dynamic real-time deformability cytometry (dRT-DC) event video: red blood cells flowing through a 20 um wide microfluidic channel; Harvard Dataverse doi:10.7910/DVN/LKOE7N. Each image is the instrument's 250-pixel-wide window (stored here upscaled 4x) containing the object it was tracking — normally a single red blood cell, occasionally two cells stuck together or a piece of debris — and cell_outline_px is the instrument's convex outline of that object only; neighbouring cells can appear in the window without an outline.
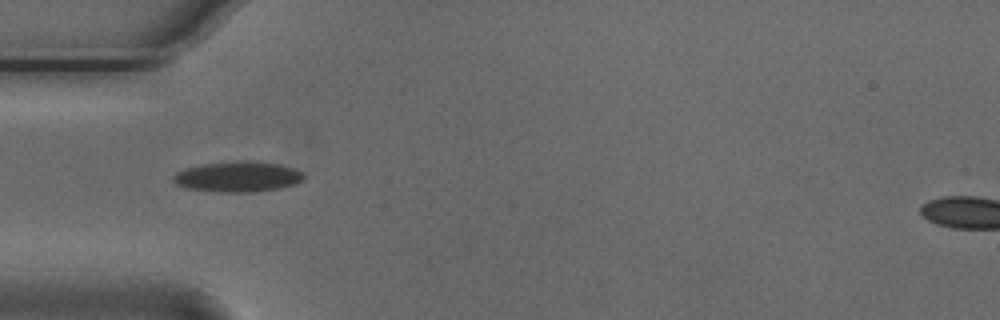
{"species": "Egyptian fruit bat (a non-hibernating species)", "species_latin": "Rousettus aegyptiacus", "temperature_condition": "cold", "stored_images_in_passage": 11, "camera_frame_rate_fps": 3000, "um_per_image_px": 0.085, "animal": {"sex": "male"}, "frame": {"image": 1, "passage_image": 1, "time_ms": 0.0, "image_size_px": [1000, 320], "cell_outline_px": [[304, 180], [296, 184], [280, 188], [256, 192], [220, 192], [188, 188], [176, 184], [172, 180], [172, 176], [176, 172], [188, 168], [204, 164], [280, 164], [304, 172]], "centroid_in_image_um": [20.23, 15.08], "position_along_channel_um": 64.8, "area_um2": 22.08}}
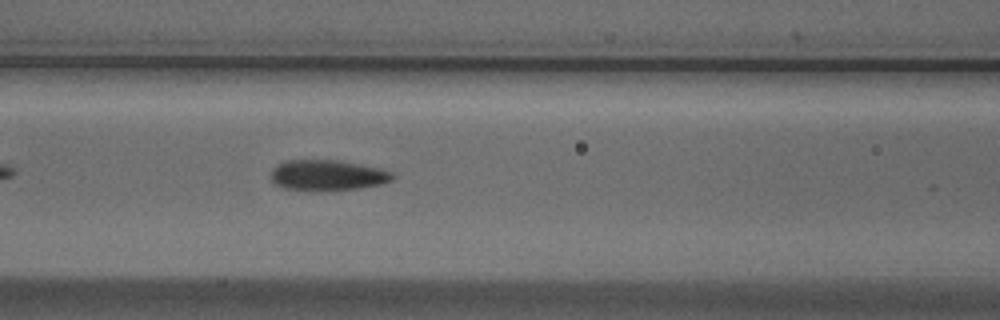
{"frame": {"image": 2, "passage_image": 7, "time_ms": 2.0, "image_size_px": [1000, 320], "cell_outline_px": [[396, 176], [392, 180], [380, 184], [360, 188], [328, 192], [308, 192], [284, 188], [276, 184], [272, 180], [272, 168], [276, 164], [284, 160], [336, 160], [360, 164], [380, 168], [392, 172]], "centroid_in_image_um": [27.82, 14.92], "position_along_channel_um": 138.8, "area_um2": 22.31}}
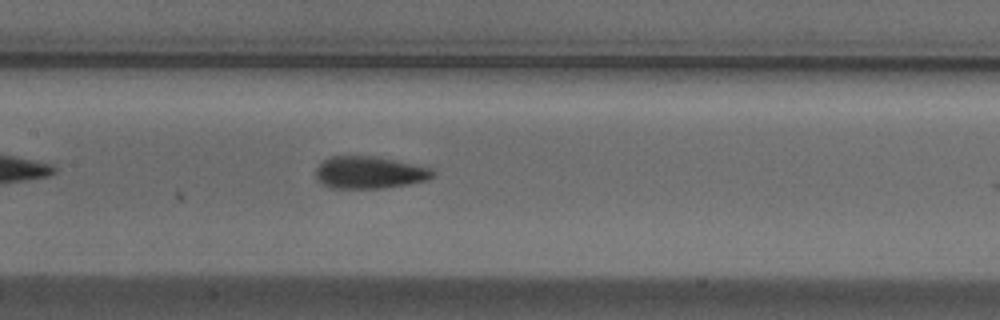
{"frame": {"image": 3, "passage_image": 10, "time_ms": 3.0, "image_size_px": [1000, 320], "cell_outline_px": [[436, 172], [432, 176], [424, 180], [408, 184], [384, 188], [332, 188], [320, 184], [316, 180], [316, 168], [324, 160], [332, 156], [372, 156], [392, 160], [428, 168]], "centroid_in_image_um": [31.31, 14.68], "position_along_channel_um": 176.1, "area_um2": 21.62}}